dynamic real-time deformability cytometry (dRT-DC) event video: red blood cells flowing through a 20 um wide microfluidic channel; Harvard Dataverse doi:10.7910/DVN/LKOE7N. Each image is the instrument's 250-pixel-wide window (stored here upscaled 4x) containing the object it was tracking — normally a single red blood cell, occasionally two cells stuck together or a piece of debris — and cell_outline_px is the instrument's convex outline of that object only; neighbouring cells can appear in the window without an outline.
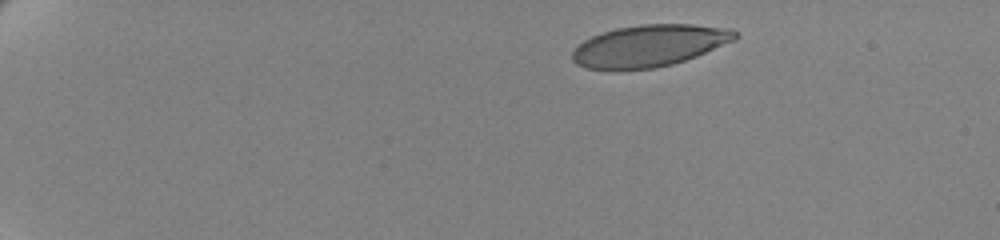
{"species": "human", "species_latin": "Homo sapiens", "temperature_condition": "cold", "stored_images_in_passage": 50, "camera_frame_rate_fps": 3000, "um_per_image_px": 0.085, "donor": {"sex": "female"}, "frame": {"image": 1, "passage_image": 1, "time_ms": 0.0, "image_size_px": [1000, 240], "cell_outline_px": [[740, 36], [736, 40], [696, 56], [672, 64], [656, 68], [616, 72], [588, 68], [576, 64], [572, 60], [572, 52], [584, 40], [592, 36], [616, 28], [640, 24], [692, 24], [732, 28]], "centroid_in_image_um": [55.19, 3.91], "position_along_channel_um": 29.8, "area_um2": 40.29}}
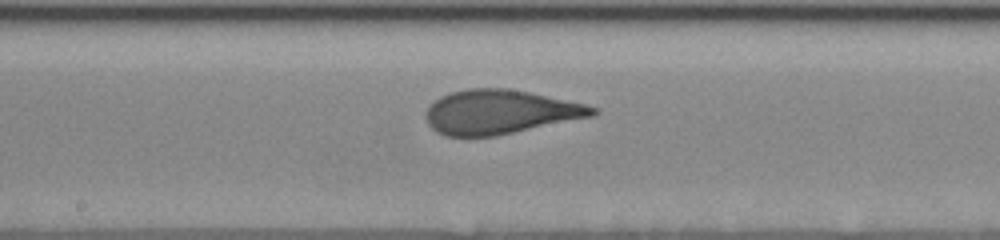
{"frame": {"image": 2, "passage_image": 26, "time_ms": 8.333, "image_size_px": [1000, 240], "cell_outline_px": [[600, 112], [592, 116], [496, 136], [444, 136], [436, 132], [428, 124], [424, 112], [440, 96], [452, 92], [468, 88], [508, 88], [528, 92], [584, 104], [600, 108]], "centroid_in_image_um": [42.48, 9.52], "position_along_channel_um": 205.7, "area_um2": 42.71}}
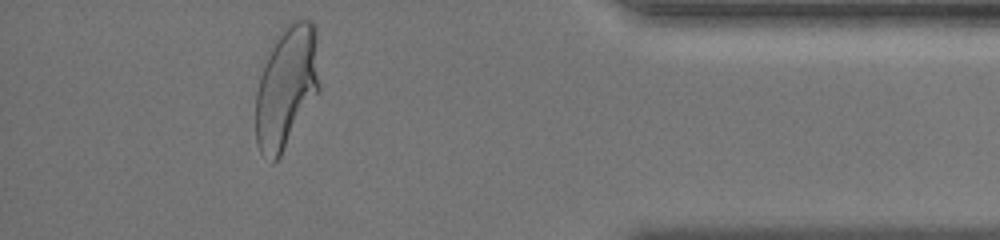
{"frame": {"image": 3, "passage_image": 46, "time_ms": 15.0, "image_size_px": [1000, 240], "cell_outline_px": [[320, 88], [280, 156], [272, 164], [260, 152], [256, 144], [256, 92], [260, 76], [268, 48], [284, 28], [292, 20], [312, 20], [316, 24]], "centroid_in_image_um": [24.35, 7.36], "position_along_channel_um": 410.9, "area_um2": 45.55}, "authors_computed_cell_mechanics": {"area_um2": 42.8587, "velocity_mm_per_s": 3.4704, "shape_relaxation_time_tau1_ms": 5.6823, "shape_relaxation_time_tau2_ms": null, "deformation_change_tau1": 0.2045, "deformation_change_tau2": null}}